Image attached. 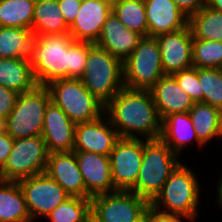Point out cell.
I'll return each instance as SVG.
<instances>
[{
  "label": "cell",
  "mask_w": 222,
  "mask_h": 222,
  "mask_svg": "<svg viewBox=\"0 0 222 222\" xmlns=\"http://www.w3.org/2000/svg\"><path fill=\"white\" fill-rule=\"evenodd\" d=\"M104 113L121 138L158 139L161 122L149 90L123 87L106 105Z\"/></svg>",
  "instance_id": "obj_1"
},
{
  "label": "cell",
  "mask_w": 222,
  "mask_h": 222,
  "mask_svg": "<svg viewBox=\"0 0 222 222\" xmlns=\"http://www.w3.org/2000/svg\"><path fill=\"white\" fill-rule=\"evenodd\" d=\"M74 41L69 33L34 36L31 62L37 85L69 78L70 45Z\"/></svg>",
  "instance_id": "obj_2"
},
{
  "label": "cell",
  "mask_w": 222,
  "mask_h": 222,
  "mask_svg": "<svg viewBox=\"0 0 222 222\" xmlns=\"http://www.w3.org/2000/svg\"><path fill=\"white\" fill-rule=\"evenodd\" d=\"M144 140L141 167L136 184L130 191L151 203L181 162L178 161L179 156L160 138Z\"/></svg>",
  "instance_id": "obj_3"
},
{
  "label": "cell",
  "mask_w": 222,
  "mask_h": 222,
  "mask_svg": "<svg viewBox=\"0 0 222 222\" xmlns=\"http://www.w3.org/2000/svg\"><path fill=\"white\" fill-rule=\"evenodd\" d=\"M83 85L104 106L123 88V61L96 44L89 43Z\"/></svg>",
  "instance_id": "obj_4"
},
{
  "label": "cell",
  "mask_w": 222,
  "mask_h": 222,
  "mask_svg": "<svg viewBox=\"0 0 222 222\" xmlns=\"http://www.w3.org/2000/svg\"><path fill=\"white\" fill-rule=\"evenodd\" d=\"M199 186L191 169L180 163L164 183L161 192L150 203L151 207L162 213L178 214L194 220L198 211Z\"/></svg>",
  "instance_id": "obj_5"
},
{
  "label": "cell",
  "mask_w": 222,
  "mask_h": 222,
  "mask_svg": "<svg viewBox=\"0 0 222 222\" xmlns=\"http://www.w3.org/2000/svg\"><path fill=\"white\" fill-rule=\"evenodd\" d=\"M50 102L51 94L47 86L37 85L19 94L13 110L6 118V132L13 139L41 135L45 110Z\"/></svg>",
  "instance_id": "obj_6"
},
{
  "label": "cell",
  "mask_w": 222,
  "mask_h": 222,
  "mask_svg": "<svg viewBox=\"0 0 222 222\" xmlns=\"http://www.w3.org/2000/svg\"><path fill=\"white\" fill-rule=\"evenodd\" d=\"M47 87L51 101L76 124L93 121L104 115L105 106L91 94L81 79H59Z\"/></svg>",
  "instance_id": "obj_7"
},
{
  "label": "cell",
  "mask_w": 222,
  "mask_h": 222,
  "mask_svg": "<svg viewBox=\"0 0 222 222\" xmlns=\"http://www.w3.org/2000/svg\"><path fill=\"white\" fill-rule=\"evenodd\" d=\"M124 85L129 89L150 90L165 75L155 37H143L123 61Z\"/></svg>",
  "instance_id": "obj_8"
},
{
  "label": "cell",
  "mask_w": 222,
  "mask_h": 222,
  "mask_svg": "<svg viewBox=\"0 0 222 222\" xmlns=\"http://www.w3.org/2000/svg\"><path fill=\"white\" fill-rule=\"evenodd\" d=\"M150 202L132 191L116 190L91 198L90 222H145Z\"/></svg>",
  "instance_id": "obj_9"
},
{
  "label": "cell",
  "mask_w": 222,
  "mask_h": 222,
  "mask_svg": "<svg viewBox=\"0 0 222 222\" xmlns=\"http://www.w3.org/2000/svg\"><path fill=\"white\" fill-rule=\"evenodd\" d=\"M49 152L42 136L14 139L11 152L0 170V180L18 181L44 173Z\"/></svg>",
  "instance_id": "obj_10"
},
{
  "label": "cell",
  "mask_w": 222,
  "mask_h": 222,
  "mask_svg": "<svg viewBox=\"0 0 222 222\" xmlns=\"http://www.w3.org/2000/svg\"><path fill=\"white\" fill-rule=\"evenodd\" d=\"M24 194L32 221L38 216L47 217L69 194L46 172L17 181Z\"/></svg>",
  "instance_id": "obj_11"
},
{
  "label": "cell",
  "mask_w": 222,
  "mask_h": 222,
  "mask_svg": "<svg viewBox=\"0 0 222 222\" xmlns=\"http://www.w3.org/2000/svg\"><path fill=\"white\" fill-rule=\"evenodd\" d=\"M143 156V140L119 138L109 155L114 189L130 191L136 184Z\"/></svg>",
  "instance_id": "obj_12"
},
{
  "label": "cell",
  "mask_w": 222,
  "mask_h": 222,
  "mask_svg": "<svg viewBox=\"0 0 222 222\" xmlns=\"http://www.w3.org/2000/svg\"><path fill=\"white\" fill-rule=\"evenodd\" d=\"M105 117L107 123L103 121ZM119 138L117 130L104 113V117L102 115L96 120L76 124L73 151L109 156Z\"/></svg>",
  "instance_id": "obj_13"
},
{
  "label": "cell",
  "mask_w": 222,
  "mask_h": 222,
  "mask_svg": "<svg viewBox=\"0 0 222 222\" xmlns=\"http://www.w3.org/2000/svg\"><path fill=\"white\" fill-rule=\"evenodd\" d=\"M111 12L112 0H82L69 34L75 41L96 44Z\"/></svg>",
  "instance_id": "obj_14"
},
{
  "label": "cell",
  "mask_w": 222,
  "mask_h": 222,
  "mask_svg": "<svg viewBox=\"0 0 222 222\" xmlns=\"http://www.w3.org/2000/svg\"><path fill=\"white\" fill-rule=\"evenodd\" d=\"M155 38L159 44L162 69L165 74H173L193 67V38L189 26Z\"/></svg>",
  "instance_id": "obj_15"
},
{
  "label": "cell",
  "mask_w": 222,
  "mask_h": 222,
  "mask_svg": "<svg viewBox=\"0 0 222 222\" xmlns=\"http://www.w3.org/2000/svg\"><path fill=\"white\" fill-rule=\"evenodd\" d=\"M45 172L53 178L70 197L92 198L86 191L85 182L74 151L49 153Z\"/></svg>",
  "instance_id": "obj_16"
},
{
  "label": "cell",
  "mask_w": 222,
  "mask_h": 222,
  "mask_svg": "<svg viewBox=\"0 0 222 222\" xmlns=\"http://www.w3.org/2000/svg\"><path fill=\"white\" fill-rule=\"evenodd\" d=\"M75 127L76 123L51 101L45 110L44 125L41 133L48 152L73 151Z\"/></svg>",
  "instance_id": "obj_17"
},
{
  "label": "cell",
  "mask_w": 222,
  "mask_h": 222,
  "mask_svg": "<svg viewBox=\"0 0 222 222\" xmlns=\"http://www.w3.org/2000/svg\"><path fill=\"white\" fill-rule=\"evenodd\" d=\"M87 193L93 197L114 192L109 156L74 151Z\"/></svg>",
  "instance_id": "obj_18"
},
{
  "label": "cell",
  "mask_w": 222,
  "mask_h": 222,
  "mask_svg": "<svg viewBox=\"0 0 222 222\" xmlns=\"http://www.w3.org/2000/svg\"><path fill=\"white\" fill-rule=\"evenodd\" d=\"M148 36L177 31L188 26V17L173 0H144Z\"/></svg>",
  "instance_id": "obj_19"
},
{
  "label": "cell",
  "mask_w": 222,
  "mask_h": 222,
  "mask_svg": "<svg viewBox=\"0 0 222 222\" xmlns=\"http://www.w3.org/2000/svg\"><path fill=\"white\" fill-rule=\"evenodd\" d=\"M160 119L172 113H186L195 104L172 74L163 75L149 90Z\"/></svg>",
  "instance_id": "obj_20"
},
{
  "label": "cell",
  "mask_w": 222,
  "mask_h": 222,
  "mask_svg": "<svg viewBox=\"0 0 222 222\" xmlns=\"http://www.w3.org/2000/svg\"><path fill=\"white\" fill-rule=\"evenodd\" d=\"M143 38L138 32L129 30L113 12L103 25L96 45L124 61Z\"/></svg>",
  "instance_id": "obj_21"
},
{
  "label": "cell",
  "mask_w": 222,
  "mask_h": 222,
  "mask_svg": "<svg viewBox=\"0 0 222 222\" xmlns=\"http://www.w3.org/2000/svg\"><path fill=\"white\" fill-rule=\"evenodd\" d=\"M159 138L178 156L193 138L199 146L204 147L197 137L188 112L172 113L163 118Z\"/></svg>",
  "instance_id": "obj_22"
},
{
  "label": "cell",
  "mask_w": 222,
  "mask_h": 222,
  "mask_svg": "<svg viewBox=\"0 0 222 222\" xmlns=\"http://www.w3.org/2000/svg\"><path fill=\"white\" fill-rule=\"evenodd\" d=\"M0 84L19 94L34 89L31 58H0Z\"/></svg>",
  "instance_id": "obj_23"
},
{
  "label": "cell",
  "mask_w": 222,
  "mask_h": 222,
  "mask_svg": "<svg viewBox=\"0 0 222 222\" xmlns=\"http://www.w3.org/2000/svg\"><path fill=\"white\" fill-rule=\"evenodd\" d=\"M34 36L69 33L58 0H36L32 23Z\"/></svg>",
  "instance_id": "obj_24"
},
{
  "label": "cell",
  "mask_w": 222,
  "mask_h": 222,
  "mask_svg": "<svg viewBox=\"0 0 222 222\" xmlns=\"http://www.w3.org/2000/svg\"><path fill=\"white\" fill-rule=\"evenodd\" d=\"M0 222H32L17 181L0 180Z\"/></svg>",
  "instance_id": "obj_25"
},
{
  "label": "cell",
  "mask_w": 222,
  "mask_h": 222,
  "mask_svg": "<svg viewBox=\"0 0 222 222\" xmlns=\"http://www.w3.org/2000/svg\"><path fill=\"white\" fill-rule=\"evenodd\" d=\"M31 29L0 26V58H31Z\"/></svg>",
  "instance_id": "obj_26"
},
{
  "label": "cell",
  "mask_w": 222,
  "mask_h": 222,
  "mask_svg": "<svg viewBox=\"0 0 222 222\" xmlns=\"http://www.w3.org/2000/svg\"><path fill=\"white\" fill-rule=\"evenodd\" d=\"M198 139L206 145L214 137H220L221 110L203 102H195L189 110Z\"/></svg>",
  "instance_id": "obj_27"
},
{
  "label": "cell",
  "mask_w": 222,
  "mask_h": 222,
  "mask_svg": "<svg viewBox=\"0 0 222 222\" xmlns=\"http://www.w3.org/2000/svg\"><path fill=\"white\" fill-rule=\"evenodd\" d=\"M192 38L222 41V13L208 5L188 18Z\"/></svg>",
  "instance_id": "obj_28"
},
{
  "label": "cell",
  "mask_w": 222,
  "mask_h": 222,
  "mask_svg": "<svg viewBox=\"0 0 222 222\" xmlns=\"http://www.w3.org/2000/svg\"><path fill=\"white\" fill-rule=\"evenodd\" d=\"M112 12L126 28L148 36L144 0H112Z\"/></svg>",
  "instance_id": "obj_29"
},
{
  "label": "cell",
  "mask_w": 222,
  "mask_h": 222,
  "mask_svg": "<svg viewBox=\"0 0 222 222\" xmlns=\"http://www.w3.org/2000/svg\"><path fill=\"white\" fill-rule=\"evenodd\" d=\"M36 0H0V26L32 29Z\"/></svg>",
  "instance_id": "obj_30"
},
{
  "label": "cell",
  "mask_w": 222,
  "mask_h": 222,
  "mask_svg": "<svg viewBox=\"0 0 222 222\" xmlns=\"http://www.w3.org/2000/svg\"><path fill=\"white\" fill-rule=\"evenodd\" d=\"M46 218L50 222H90L91 199L70 197L59 204Z\"/></svg>",
  "instance_id": "obj_31"
},
{
  "label": "cell",
  "mask_w": 222,
  "mask_h": 222,
  "mask_svg": "<svg viewBox=\"0 0 222 222\" xmlns=\"http://www.w3.org/2000/svg\"><path fill=\"white\" fill-rule=\"evenodd\" d=\"M192 65L195 68H222V41L193 39Z\"/></svg>",
  "instance_id": "obj_32"
},
{
  "label": "cell",
  "mask_w": 222,
  "mask_h": 222,
  "mask_svg": "<svg viewBox=\"0 0 222 222\" xmlns=\"http://www.w3.org/2000/svg\"><path fill=\"white\" fill-rule=\"evenodd\" d=\"M202 102L222 110V68H198Z\"/></svg>",
  "instance_id": "obj_33"
},
{
  "label": "cell",
  "mask_w": 222,
  "mask_h": 222,
  "mask_svg": "<svg viewBox=\"0 0 222 222\" xmlns=\"http://www.w3.org/2000/svg\"><path fill=\"white\" fill-rule=\"evenodd\" d=\"M180 87L186 92L194 102H202L203 92H200L198 79V68L191 67L172 74Z\"/></svg>",
  "instance_id": "obj_34"
},
{
  "label": "cell",
  "mask_w": 222,
  "mask_h": 222,
  "mask_svg": "<svg viewBox=\"0 0 222 222\" xmlns=\"http://www.w3.org/2000/svg\"><path fill=\"white\" fill-rule=\"evenodd\" d=\"M89 43L74 41L70 45L69 78L80 79L84 73L88 57Z\"/></svg>",
  "instance_id": "obj_35"
},
{
  "label": "cell",
  "mask_w": 222,
  "mask_h": 222,
  "mask_svg": "<svg viewBox=\"0 0 222 222\" xmlns=\"http://www.w3.org/2000/svg\"><path fill=\"white\" fill-rule=\"evenodd\" d=\"M19 93L0 84V116L7 118L13 110Z\"/></svg>",
  "instance_id": "obj_36"
},
{
  "label": "cell",
  "mask_w": 222,
  "mask_h": 222,
  "mask_svg": "<svg viewBox=\"0 0 222 222\" xmlns=\"http://www.w3.org/2000/svg\"><path fill=\"white\" fill-rule=\"evenodd\" d=\"M58 4L64 21L70 26L79 12L82 0H58Z\"/></svg>",
  "instance_id": "obj_37"
},
{
  "label": "cell",
  "mask_w": 222,
  "mask_h": 222,
  "mask_svg": "<svg viewBox=\"0 0 222 222\" xmlns=\"http://www.w3.org/2000/svg\"><path fill=\"white\" fill-rule=\"evenodd\" d=\"M181 218H186L187 220L194 221L193 219L182 215L159 212L150 206L145 217V222H182Z\"/></svg>",
  "instance_id": "obj_38"
},
{
  "label": "cell",
  "mask_w": 222,
  "mask_h": 222,
  "mask_svg": "<svg viewBox=\"0 0 222 222\" xmlns=\"http://www.w3.org/2000/svg\"><path fill=\"white\" fill-rule=\"evenodd\" d=\"M177 7L189 18L203 7H206L209 0H173Z\"/></svg>",
  "instance_id": "obj_39"
},
{
  "label": "cell",
  "mask_w": 222,
  "mask_h": 222,
  "mask_svg": "<svg viewBox=\"0 0 222 222\" xmlns=\"http://www.w3.org/2000/svg\"><path fill=\"white\" fill-rule=\"evenodd\" d=\"M13 142L14 139L7 132L0 134V170L8 160Z\"/></svg>",
  "instance_id": "obj_40"
},
{
  "label": "cell",
  "mask_w": 222,
  "mask_h": 222,
  "mask_svg": "<svg viewBox=\"0 0 222 222\" xmlns=\"http://www.w3.org/2000/svg\"><path fill=\"white\" fill-rule=\"evenodd\" d=\"M208 6L222 13V0H209Z\"/></svg>",
  "instance_id": "obj_41"
},
{
  "label": "cell",
  "mask_w": 222,
  "mask_h": 222,
  "mask_svg": "<svg viewBox=\"0 0 222 222\" xmlns=\"http://www.w3.org/2000/svg\"><path fill=\"white\" fill-rule=\"evenodd\" d=\"M222 178V177H221ZM220 178V182L218 183L217 189H218V197H217V202L219 203L218 205H220L222 208V179Z\"/></svg>",
  "instance_id": "obj_42"
},
{
  "label": "cell",
  "mask_w": 222,
  "mask_h": 222,
  "mask_svg": "<svg viewBox=\"0 0 222 222\" xmlns=\"http://www.w3.org/2000/svg\"><path fill=\"white\" fill-rule=\"evenodd\" d=\"M6 132V119L0 116V134Z\"/></svg>",
  "instance_id": "obj_43"
},
{
  "label": "cell",
  "mask_w": 222,
  "mask_h": 222,
  "mask_svg": "<svg viewBox=\"0 0 222 222\" xmlns=\"http://www.w3.org/2000/svg\"><path fill=\"white\" fill-rule=\"evenodd\" d=\"M220 134L222 137V110H221V115H220Z\"/></svg>",
  "instance_id": "obj_44"
}]
</instances>
